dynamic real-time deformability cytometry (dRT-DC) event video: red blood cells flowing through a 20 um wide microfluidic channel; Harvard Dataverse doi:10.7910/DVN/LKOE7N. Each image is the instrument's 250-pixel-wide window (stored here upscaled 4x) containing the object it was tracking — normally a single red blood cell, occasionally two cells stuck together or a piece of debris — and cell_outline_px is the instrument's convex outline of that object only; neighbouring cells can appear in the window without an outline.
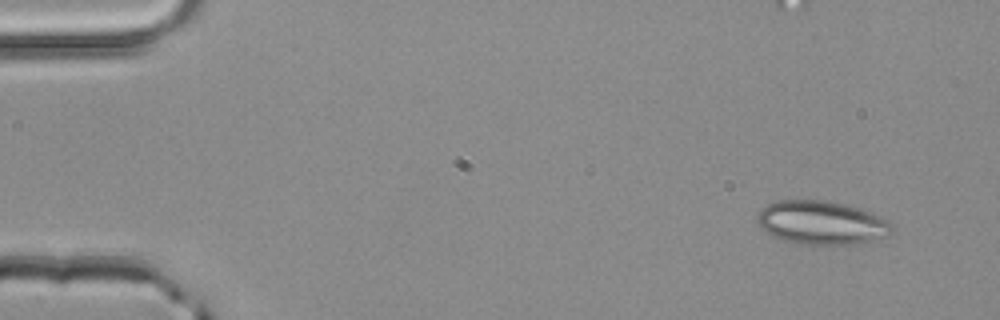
{"species": "common noctule bat (a hibernating species)", "species_latin": "Nyctalus noctula", "temperature_condition": "room temperature", "stored_images_in_passage": 3, "camera_frame_rate_fps": 3000, "um_per_image_px": 0.085, "animal": {"sex": "male", "body_mass_g": 20.4}, "frame": {"image": 1, "passage_image": 1, "time_ms": 0.0, "image_size_px": [1000, 320], "cell_outline_px": [[892, 232], [888, 236], [860, 244], [800, 244], [784, 240], [772, 236], [760, 228], [756, 220], [756, 216], [760, 208], [768, 204], [780, 200], [824, 200], [844, 204], [860, 208], [872, 212], [888, 220], [892, 224]], "centroid_in_image_um": [69.83, 18.93], "position_along_channel_um": 15.2, "area_um2": 34.56}}